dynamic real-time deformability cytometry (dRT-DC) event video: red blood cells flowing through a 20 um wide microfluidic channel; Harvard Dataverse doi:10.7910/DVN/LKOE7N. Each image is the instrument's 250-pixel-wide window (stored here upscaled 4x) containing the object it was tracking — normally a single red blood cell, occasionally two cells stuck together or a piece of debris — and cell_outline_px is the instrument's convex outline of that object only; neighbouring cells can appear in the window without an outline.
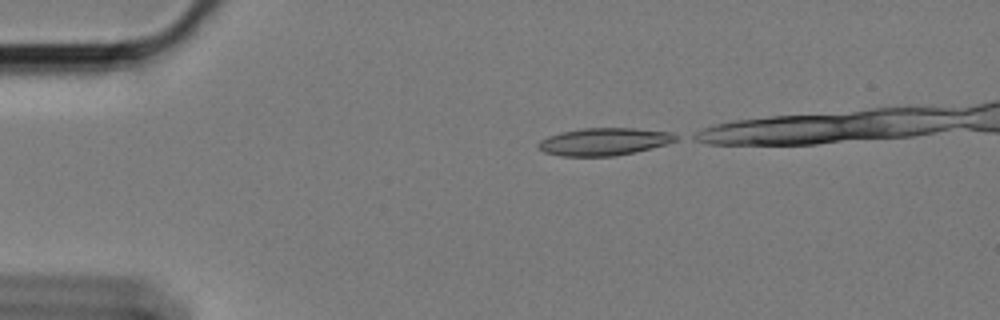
{"species": "Egyptian fruit bat (a non-hibernating species)", "species_latin": "Rousettus aegyptiacus", "temperature_condition": "cold", "stored_images_in_passage": 19, "camera_frame_rate_fps": 3000, "um_per_image_px": 0.085, "animal": {"sex": "female"}, "frame": {"image": 1, "passage_image": 1, "time_ms": 0.0, "image_size_px": [1000, 320], "cell_outline_px": [[680, 136], [676, 140], [664, 144], [632, 152], [612, 156], [560, 156], [544, 152], [536, 144], [540, 140], [548, 136], [560, 132], [584, 128], [632, 128], [672, 132]], "centroid_in_image_um": [51.31, 12.03], "position_along_channel_um": 33.7, "area_um2": 21.79}}
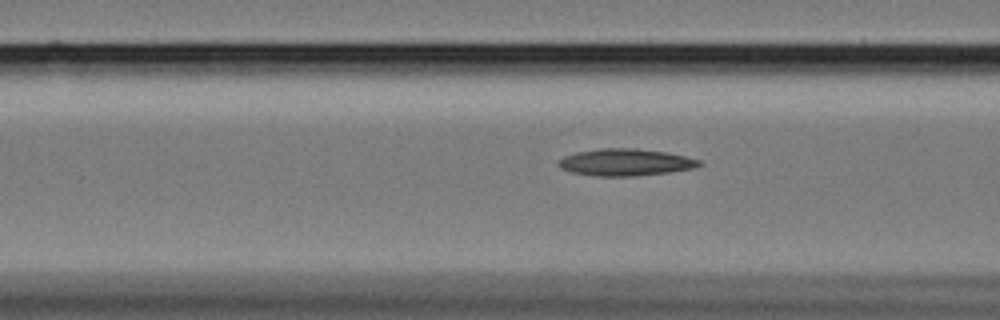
{"frame": {"image": 2, "passage_image": 12, "time_ms": 3.667, "image_size_px": [1000, 320], "cell_outline_px": [[704, 164], [696, 168], [668, 172], [636, 176], [592, 176], [572, 172], [560, 168], [556, 164], [556, 160], [564, 156], [576, 152], [600, 148], [636, 148], [668, 152], [700, 160]], "centroid_in_image_um": [53.14, 13.79], "position_along_channel_um": 113.5, "area_um2": 22.43}}
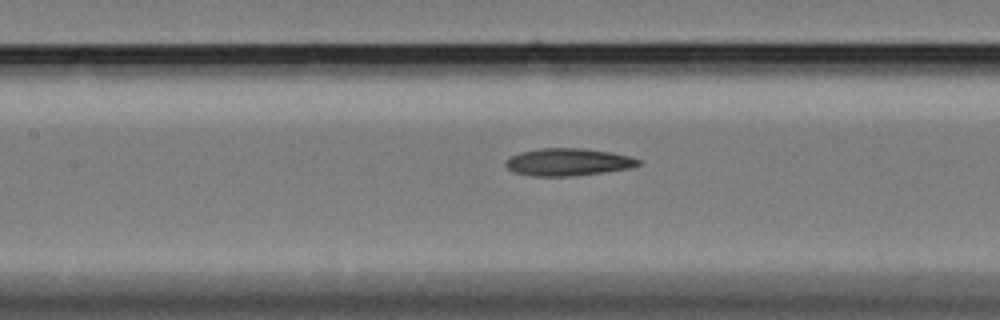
{"frame": {"image": 3, "passage_image": 16, "time_ms": 5.0, "image_size_px": [1000, 320], "cell_outline_px": [[640, 164], [628, 168], [604, 172], [572, 176], [532, 176], [512, 172], [504, 164], [512, 156], [520, 152], [540, 148], [584, 148], [608, 152], [628, 156], [640, 160]], "centroid_in_image_um": [48.24, 13.78], "position_along_channel_um": 159.2, "area_um2": 20.98}}